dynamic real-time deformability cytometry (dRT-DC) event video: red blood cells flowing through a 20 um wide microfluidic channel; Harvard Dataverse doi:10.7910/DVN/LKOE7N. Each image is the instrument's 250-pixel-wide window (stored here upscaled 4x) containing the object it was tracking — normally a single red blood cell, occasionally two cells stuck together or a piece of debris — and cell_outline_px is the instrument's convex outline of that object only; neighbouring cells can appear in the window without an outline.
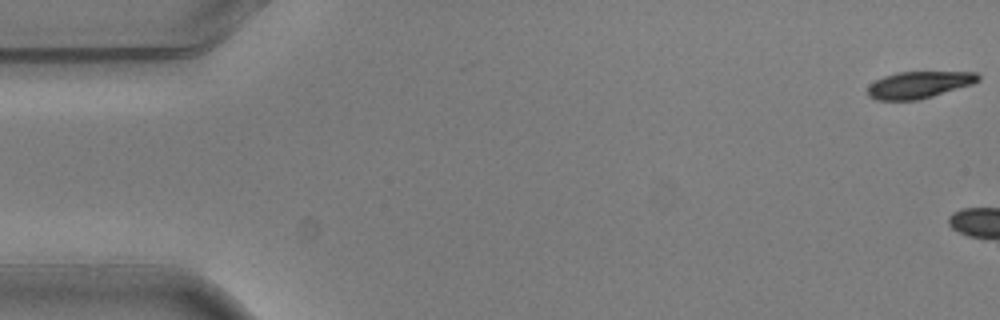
{"species": "common noctule bat (a hibernating species)", "species_latin": "Nyctalus noctula", "temperature_condition": "warm", "stored_images_in_passage": 3, "camera_frame_rate_fps": 3000, "um_per_image_px": 0.085, "animal": {"sex": "male", "body_mass_g": 20.5, "forearm_length_mm": 52.5}, "frame": {"image": 1, "passage_image": 1, "time_ms": 0.0, "image_size_px": [1000, 320], "cell_outline_px": [[980, 80], [972, 84], [920, 100], [876, 100], [868, 96], [868, 88], [876, 80], [884, 76], [896, 72], [976, 72], [980, 76]], "centroid_in_image_um": [78.12, 7.21], "position_along_channel_um": 6.9, "area_um2": 17.22}}